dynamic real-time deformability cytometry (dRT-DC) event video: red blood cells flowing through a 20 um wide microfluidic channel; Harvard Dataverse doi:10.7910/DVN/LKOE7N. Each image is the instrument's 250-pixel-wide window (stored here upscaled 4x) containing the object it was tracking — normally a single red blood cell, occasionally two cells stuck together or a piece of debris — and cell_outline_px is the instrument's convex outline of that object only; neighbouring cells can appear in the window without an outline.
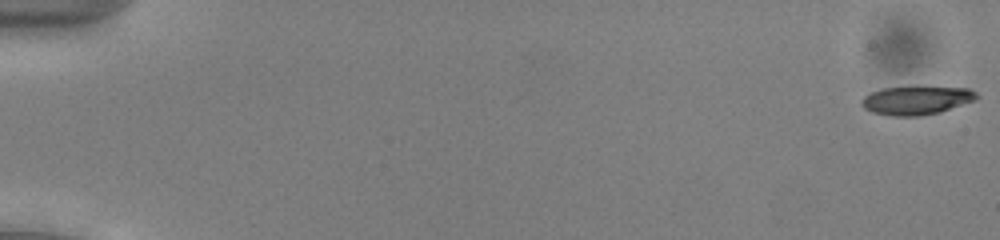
{"species": "common noctule bat (a hibernating species)", "species_latin": "Nyctalus noctula", "temperature_condition": "cold", "stored_images_in_passage": 18, "camera_frame_rate_fps": 3000, "um_per_image_px": 0.085, "animal": {"sex": "male", "body_mass_g": 13.0, "forearm_length_mm": 53.1}, "frame": {"image": 1, "passage_image": 1, "time_ms": 0.0, "image_size_px": [1000, 240], "cell_outline_px": [[980, 96], [976, 100], [940, 112], [920, 116], [888, 116], [872, 112], [864, 108], [860, 104], [860, 100], [864, 96], [872, 92], [884, 88], [968, 88], [976, 92]], "centroid_in_image_um": [77.88, 8.56], "position_along_channel_um": 7.1, "area_um2": 18.9}}